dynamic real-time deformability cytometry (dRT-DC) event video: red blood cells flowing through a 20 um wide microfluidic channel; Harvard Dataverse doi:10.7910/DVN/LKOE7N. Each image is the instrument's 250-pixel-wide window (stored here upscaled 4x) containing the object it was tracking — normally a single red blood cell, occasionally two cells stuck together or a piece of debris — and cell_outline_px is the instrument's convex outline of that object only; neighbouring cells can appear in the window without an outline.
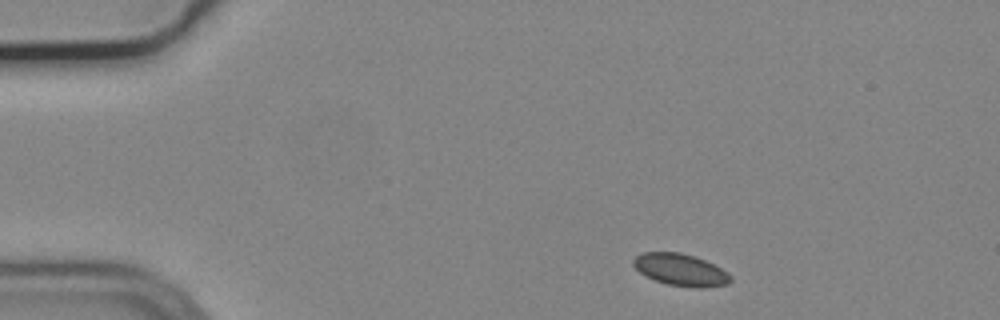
{"species": "common noctule bat (a hibernating species)", "species_latin": "Nyctalus noctula", "temperature_condition": "cold", "stored_images_in_passage": 3, "camera_frame_rate_fps": 3000, "um_per_image_px": 0.085, "animal": {"sex": "male", "body_mass_g": 19.2, "forearm_length_mm": 51.8}, "frame": {"image": 1, "passage_image": 1, "time_ms": 0.0, "image_size_px": [1000, 320], "cell_outline_px": [[732, 280], [728, 284], [704, 288], [696, 288], [668, 284], [656, 280], [640, 272], [632, 264], [632, 260], [636, 256], [644, 252], [680, 252], [696, 256], [728, 272], [732, 276]], "centroid_in_image_um": [57.88, 22.93], "position_along_channel_um": 27.1, "area_um2": 18.09}}